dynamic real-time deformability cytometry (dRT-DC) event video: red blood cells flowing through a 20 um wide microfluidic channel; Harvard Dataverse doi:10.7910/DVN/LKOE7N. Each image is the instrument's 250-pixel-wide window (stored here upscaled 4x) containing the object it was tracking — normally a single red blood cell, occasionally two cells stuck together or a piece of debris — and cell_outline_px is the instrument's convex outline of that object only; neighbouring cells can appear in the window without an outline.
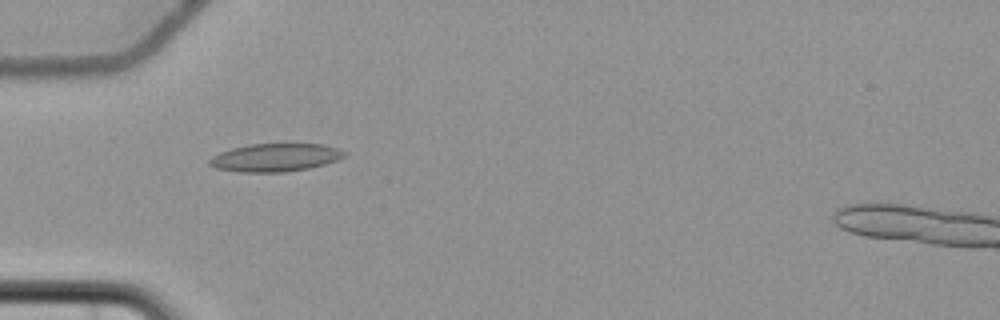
{"species": "common noctule bat (a hibernating species)", "species_latin": "Nyctalus noctula", "temperature_condition": "cold", "stored_images_in_passage": 7, "camera_frame_rate_fps": 3000, "um_per_image_px": 0.085, "animal": {"sex": "female", "body_mass_g": 22.7, "forearm_length_mm": 54.2}, "frame": {"image": 1, "passage_image": 5, "time_ms": 5.667, "image_size_px": [1000, 320], "cell_outline_px": [[348, 152], [344, 156], [336, 160], [324, 164], [308, 168], [284, 172], [240, 172], [216, 168], [208, 164], [208, 160], [212, 156], [220, 152], [232, 148], [248, 144], [324, 144], [340, 148]], "centroid_in_image_um": [23.4, 13.38], "position_along_channel_um": 61.6, "area_um2": 22.08}}
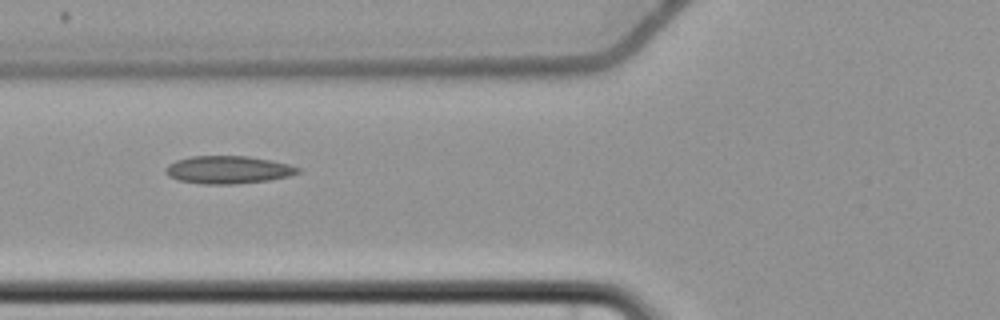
{"frame": {"image": 2, "passage_image": 6, "time_ms": 7.0, "image_size_px": [1000, 320], "cell_outline_px": [[300, 172], [288, 176], [268, 180], [236, 184], [204, 184], [180, 180], [168, 176], [164, 172], [164, 168], [168, 164], [176, 160], [192, 156], [248, 156], [288, 164], [300, 168]], "centroid_in_image_um": [19.35, 14.43], "position_along_channel_um": 106.5, "area_um2": 21.27}}
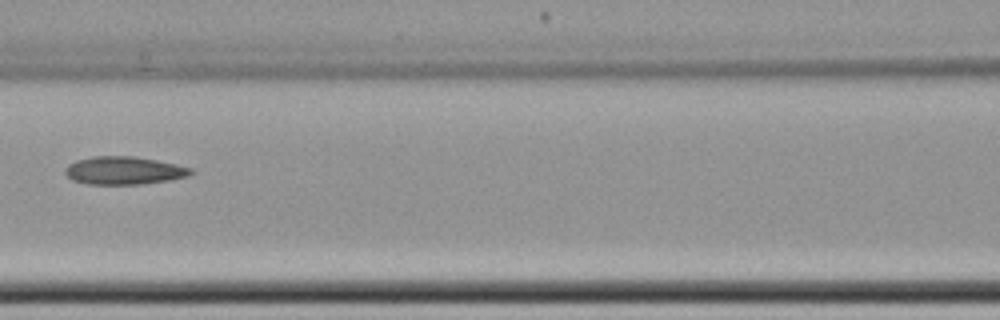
{"frame": {"image": 3, "passage_image": 7, "time_ms": 8.333, "image_size_px": [1000, 320], "cell_outline_px": [[196, 172], [188, 176], [168, 180], [140, 184], [88, 184], [72, 180], [64, 172], [64, 168], [68, 164], [76, 160], [92, 156], [136, 156], [176, 164], [192, 168]], "centroid_in_image_um": [10.53, 14.48], "position_along_channel_um": 156.1, "area_um2": 20.58}}